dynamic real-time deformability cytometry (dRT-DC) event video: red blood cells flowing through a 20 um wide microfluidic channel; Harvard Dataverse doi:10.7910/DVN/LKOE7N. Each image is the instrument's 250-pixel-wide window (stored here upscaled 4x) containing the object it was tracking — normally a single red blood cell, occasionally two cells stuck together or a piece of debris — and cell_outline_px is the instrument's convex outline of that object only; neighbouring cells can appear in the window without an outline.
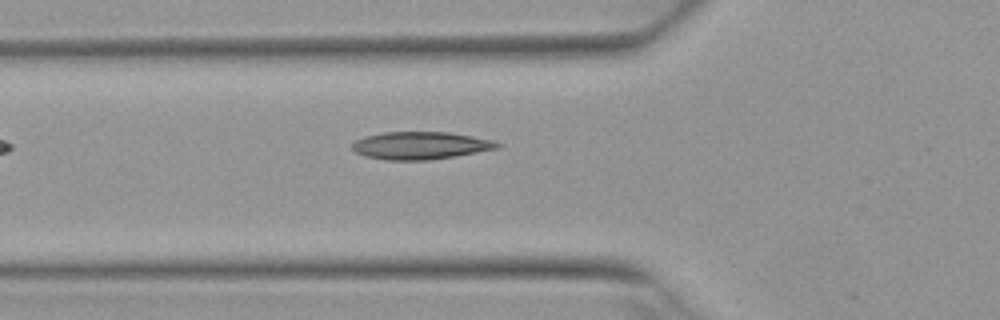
{"species": "Egyptian fruit bat (a non-hibernating species)", "species_latin": "Rousettus aegyptiacus", "temperature_condition": "warm", "stored_images_in_passage": 5, "camera_frame_rate_fps": 3000, "um_per_image_px": 0.085, "animal": {"sex": "female"}, "frame": {"image": 1, "passage_image": 5, "time_ms": 1.333, "image_size_px": [1000, 320], "cell_outline_px": [[500, 148], [456, 156], [428, 160], [388, 160], [364, 156], [356, 152], [352, 148], [352, 144], [356, 140], [364, 136], [384, 132], [448, 132], [472, 136], [492, 140], [500, 144]], "centroid_in_image_um": [35.73, 12.37], "position_along_channel_um": 90.1, "area_um2": 23.29}}